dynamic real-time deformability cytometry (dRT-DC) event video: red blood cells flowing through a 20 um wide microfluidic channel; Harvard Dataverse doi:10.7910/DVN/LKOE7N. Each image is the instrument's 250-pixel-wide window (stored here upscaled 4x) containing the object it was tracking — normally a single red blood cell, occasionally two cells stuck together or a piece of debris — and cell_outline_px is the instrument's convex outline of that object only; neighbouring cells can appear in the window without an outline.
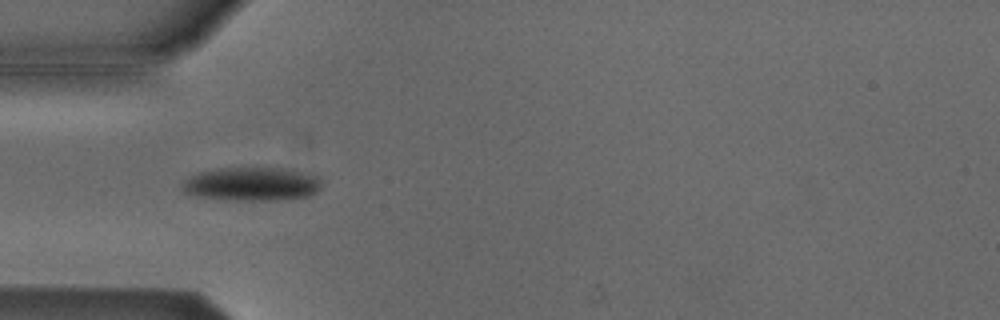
{"species": "Egyptian fruit bat (a non-hibernating species)", "species_latin": "Rousettus aegyptiacus", "temperature_condition": "cold", "stored_images_in_passage": 10, "camera_frame_rate_fps": 3000, "um_per_image_px": 0.085, "animal": {"sex": "male"}, "frame": {"image": 1, "passage_image": 5, "time_ms": 1.333, "image_size_px": [1000, 320], "cell_outline_px": [[320, 188], [316, 192], [308, 196], [280, 200], [236, 200], [196, 196], [184, 192], [180, 184], [184, 180], [200, 172], [220, 168], [280, 168], [320, 176]], "centroid_in_image_um": [21.4, 15.65], "position_along_channel_um": 63.6, "area_um2": 27.11}}
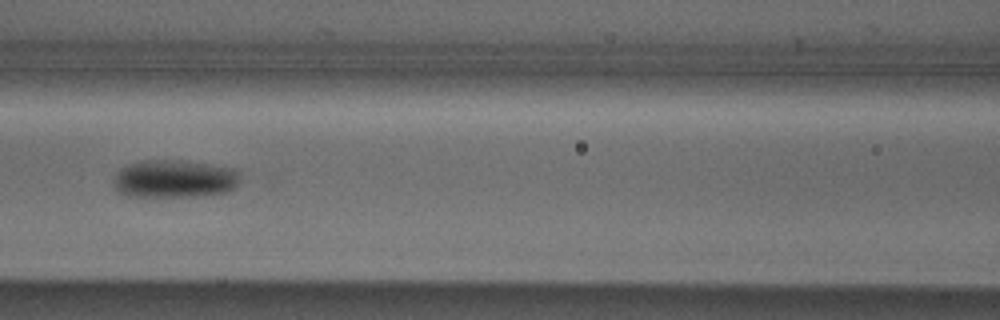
{"frame": {"image": 2, "passage_image": 7, "time_ms": 2.0, "image_size_px": [1000, 320], "cell_outline_px": [[236, 184], [228, 192], [200, 196], [128, 196], [120, 192], [112, 184], [112, 180], [116, 172], [120, 168], [128, 164], [140, 160], [184, 160], [236, 168]], "centroid_in_image_um": [14.76, 15.18], "position_along_channel_um": 151.8, "area_um2": 28.03}}
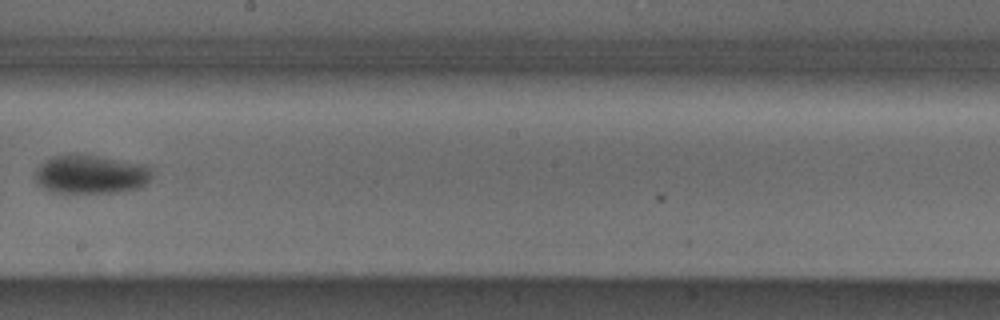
{"frame": {"image": 3, "passage_image": 9, "time_ms": 2.667, "image_size_px": [1000, 320], "cell_outline_px": [[152, 176], [140, 188], [120, 192], [52, 192], [36, 184], [32, 180], [32, 176], [36, 168], [40, 164], [52, 156], [72, 152], [148, 164]], "centroid_in_image_um": [7.65, 14.79], "position_along_channel_um": 240.5, "area_um2": 26.99}}